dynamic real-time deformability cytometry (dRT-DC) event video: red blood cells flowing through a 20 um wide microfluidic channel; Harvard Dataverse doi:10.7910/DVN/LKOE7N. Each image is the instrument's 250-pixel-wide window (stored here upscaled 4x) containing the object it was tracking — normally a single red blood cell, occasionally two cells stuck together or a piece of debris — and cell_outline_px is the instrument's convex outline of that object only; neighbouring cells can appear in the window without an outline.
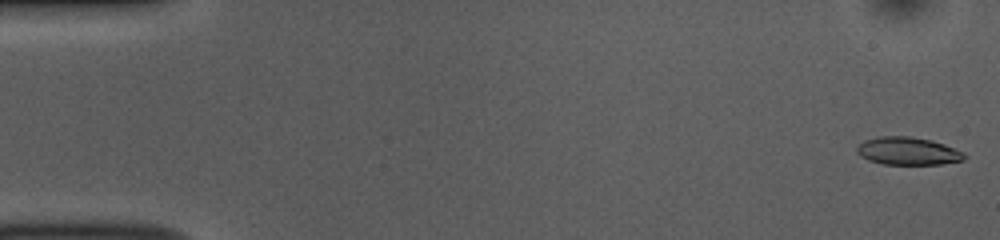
{"species": "common noctule bat (a hibernating species)", "species_latin": "Nyctalus noctula", "temperature_condition": "room temperature", "stored_images_in_passage": 52, "camera_frame_rate_fps": 3000, "um_per_image_px": 0.085, "animal": {"sex": "female", "body_mass_g": 10.0, "forearm_length_mm": 53.1}, "frame": {"image": 1, "passage_image": 1, "time_ms": 0.0, "image_size_px": [1000, 240], "cell_outline_px": [[968, 156], [964, 160], [940, 164], [884, 164], [868, 160], [860, 156], [856, 152], [856, 148], [864, 140], [880, 136], [908, 136], [932, 140], [944, 144], [964, 152]], "centroid_in_image_um": [77.18, 12.84], "position_along_channel_um": 7.8, "area_um2": 17.46}}
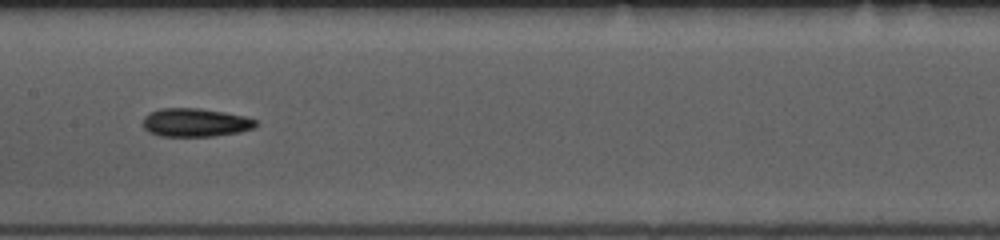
{"frame": {"image": 2, "passage_image": 26, "time_ms": 8.333, "image_size_px": [1000, 240], "cell_outline_px": [[260, 124], [252, 128], [240, 132], [212, 136], [160, 136], [148, 132], [144, 128], [144, 116], [148, 112], [160, 108], [200, 108], [224, 112], [244, 116], [256, 120]], "centroid_in_image_um": [16.59, 10.41], "position_along_channel_um": 190.8, "area_um2": 18.79}}
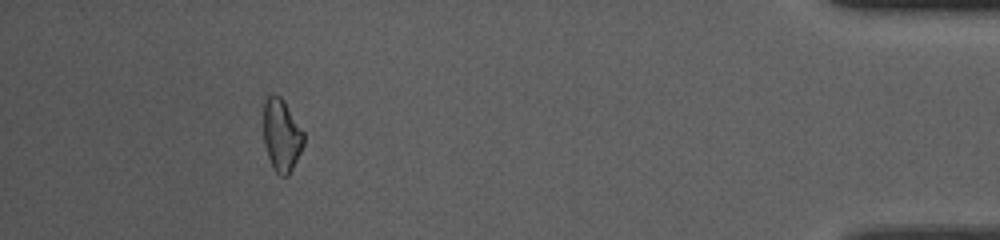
{"frame": {"image": 3, "passage_image": 48, "time_ms": 15.667, "image_size_px": [1000, 240], "cell_outline_px": [[304, 144], [288, 176], [280, 176], [272, 168], [264, 144], [260, 100], [264, 96], [272, 92], [280, 96], [284, 100], [304, 132]], "centroid_in_image_um": [23.86, 11.38], "position_along_channel_um": 411.3, "area_um2": 17.86}, "authors_computed_cell_mechanics": {"area_um2": 17.918, "velocity_mm_per_s": 3.8044, "shape_relaxation_time_tau1_ms": 5.7013, "shape_relaxation_time_tau2_ms": 4.6999, "deformation_change_tau1": 0.1325, "deformation_change_tau2": 0.1295}}